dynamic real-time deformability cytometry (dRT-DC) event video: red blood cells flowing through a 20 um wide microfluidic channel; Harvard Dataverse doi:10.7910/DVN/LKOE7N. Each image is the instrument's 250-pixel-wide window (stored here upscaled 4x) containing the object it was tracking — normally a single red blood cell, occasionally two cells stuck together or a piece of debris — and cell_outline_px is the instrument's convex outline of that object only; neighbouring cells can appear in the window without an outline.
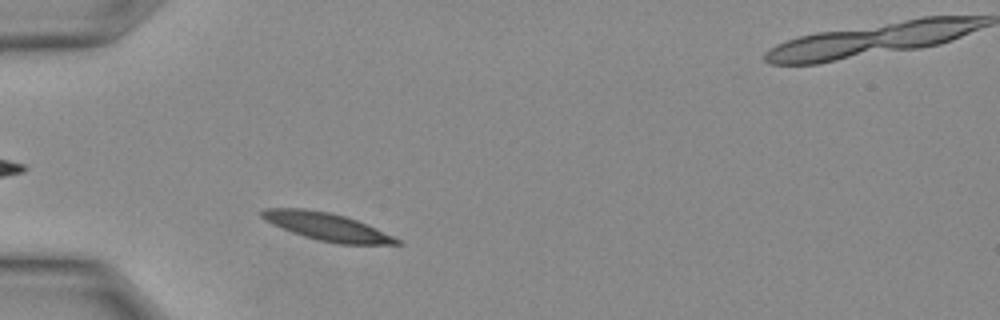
{"species": "Egyptian fruit bat (a non-hibernating species)", "species_latin": "Rousettus aegyptiacus", "temperature_condition": "warm", "stored_images_in_passage": 7, "camera_frame_rate_fps": 3000, "um_per_image_px": 0.085, "animal": {"sex": "female"}, "frame": {"image": 1, "passage_image": 2, "time_ms": 0.333, "image_size_px": [1000, 320], "cell_outline_px": [[400, 244], [336, 244], [316, 240], [292, 232], [264, 220], [260, 216], [260, 212], [264, 208], [308, 208], [328, 212], [344, 216], [356, 220], [376, 228], [400, 240]], "centroid_in_image_um": [27.74, 19.26], "position_along_channel_um": 57.3, "area_um2": 21.62}}
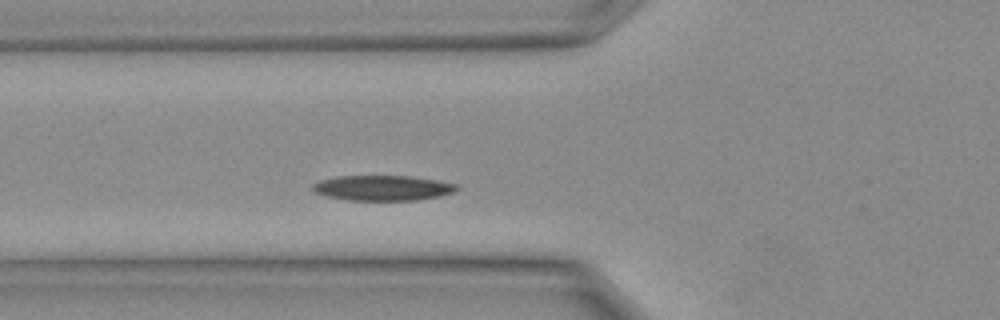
{"frame": {"image": 2, "passage_image": 4, "time_ms": 1.0, "image_size_px": [1000, 320], "cell_outline_px": [[460, 188], [452, 192], [436, 196], [416, 200], [348, 200], [328, 196], [312, 192], [312, 184], [320, 180], [336, 176], [412, 176], [436, 180], [456, 184]], "centroid_in_image_um": [32.48, 15.97], "position_along_channel_um": 93.3, "area_um2": 21.04}}